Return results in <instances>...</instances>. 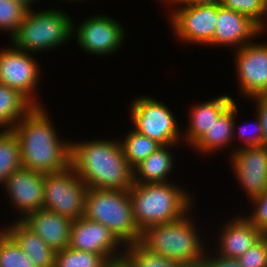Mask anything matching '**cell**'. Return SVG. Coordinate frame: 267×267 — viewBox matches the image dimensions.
I'll return each mask as SVG.
<instances>
[{
  "instance_id": "27",
  "label": "cell",
  "mask_w": 267,
  "mask_h": 267,
  "mask_svg": "<svg viewBox=\"0 0 267 267\" xmlns=\"http://www.w3.org/2000/svg\"><path fill=\"white\" fill-rule=\"evenodd\" d=\"M124 255L134 267H181L182 264L172 259L150 252L140 242L125 246Z\"/></svg>"
},
{
  "instance_id": "39",
  "label": "cell",
  "mask_w": 267,
  "mask_h": 267,
  "mask_svg": "<svg viewBox=\"0 0 267 267\" xmlns=\"http://www.w3.org/2000/svg\"><path fill=\"white\" fill-rule=\"evenodd\" d=\"M17 2L21 3L23 6H25L28 10L34 9L35 2H39L38 0H16Z\"/></svg>"
},
{
  "instance_id": "13",
  "label": "cell",
  "mask_w": 267,
  "mask_h": 267,
  "mask_svg": "<svg viewBox=\"0 0 267 267\" xmlns=\"http://www.w3.org/2000/svg\"><path fill=\"white\" fill-rule=\"evenodd\" d=\"M229 167L249 201L267 191V145L244 147L228 156Z\"/></svg>"
},
{
  "instance_id": "23",
  "label": "cell",
  "mask_w": 267,
  "mask_h": 267,
  "mask_svg": "<svg viewBox=\"0 0 267 267\" xmlns=\"http://www.w3.org/2000/svg\"><path fill=\"white\" fill-rule=\"evenodd\" d=\"M34 107L20 91L0 84V130H11Z\"/></svg>"
},
{
  "instance_id": "15",
  "label": "cell",
  "mask_w": 267,
  "mask_h": 267,
  "mask_svg": "<svg viewBox=\"0 0 267 267\" xmlns=\"http://www.w3.org/2000/svg\"><path fill=\"white\" fill-rule=\"evenodd\" d=\"M69 247L102 255L107 261L124 255L125 245L106 226L85 216L72 221Z\"/></svg>"
},
{
  "instance_id": "10",
  "label": "cell",
  "mask_w": 267,
  "mask_h": 267,
  "mask_svg": "<svg viewBox=\"0 0 267 267\" xmlns=\"http://www.w3.org/2000/svg\"><path fill=\"white\" fill-rule=\"evenodd\" d=\"M9 44L0 47V84L20 91L35 106H45L37 94L43 73L39 59Z\"/></svg>"
},
{
  "instance_id": "30",
  "label": "cell",
  "mask_w": 267,
  "mask_h": 267,
  "mask_svg": "<svg viewBox=\"0 0 267 267\" xmlns=\"http://www.w3.org/2000/svg\"><path fill=\"white\" fill-rule=\"evenodd\" d=\"M27 8L16 0H0V32L11 36L22 23Z\"/></svg>"
},
{
  "instance_id": "40",
  "label": "cell",
  "mask_w": 267,
  "mask_h": 267,
  "mask_svg": "<svg viewBox=\"0 0 267 267\" xmlns=\"http://www.w3.org/2000/svg\"><path fill=\"white\" fill-rule=\"evenodd\" d=\"M181 267H207L206 263L203 261L193 263V264H184Z\"/></svg>"
},
{
  "instance_id": "41",
  "label": "cell",
  "mask_w": 267,
  "mask_h": 267,
  "mask_svg": "<svg viewBox=\"0 0 267 267\" xmlns=\"http://www.w3.org/2000/svg\"><path fill=\"white\" fill-rule=\"evenodd\" d=\"M61 1H62V3H63V2H64V3H65V2H66V3H69V2H70L71 4H72V3H73V4H74V3H80V4H81L82 2L84 3V2L89 1V0H60V2H61Z\"/></svg>"
},
{
  "instance_id": "33",
  "label": "cell",
  "mask_w": 267,
  "mask_h": 267,
  "mask_svg": "<svg viewBox=\"0 0 267 267\" xmlns=\"http://www.w3.org/2000/svg\"><path fill=\"white\" fill-rule=\"evenodd\" d=\"M220 5L250 17L257 25L260 23L263 0H222Z\"/></svg>"
},
{
  "instance_id": "12",
  "label": "cell",
  "mask_w": 267,
  "mask_h": 267,
  "mask_svg": "<svg viewBox=\"0 0 267 267\" xmlns=\"http://www.w3.org/2000/svg\"><path fill=\"white\" fill-rule=\"evenodd\" d=\"M257 40L231 51L234 53L232 61L237 75V92L243 101L267 95V40Z\"/></svg>"
},
{
  "instance_id": "24",
  "label": "cell",
  "mask_w": 267,
  "mask_h": 267,
  "mask_svg": "<svg viewBox=\"0 0 267 267\" xmlns=\"http://www.w3.org/2000/svg\"><path fill=\"white\" fill-rule=\"evenodd\" d=\"M130 129L131 130L126 129L128 131H125V135L123 134L121 136L124 137L119 138V140L126 160L134 168L162 145L157 141L136 132L131 127Z\"/></svg>"
},
{
  "instance_id": "26",
  "label": "cell",
  "mask_w": 267,
  "mask_h": 267,
  "mask_svg": "<svg viewBox=\"0 0 267 267\" xmlns=\"http://www.w3.org/2000/svg\"><path fill=\"white\" fill-rule=\"evenodd\" d=\"M239 100H235V118H234V124H233V138H234V144L235 141L241 140L239 145L237 143V147H235V150L244 148V147H254V146H262L264 145V134L262 130V124L260 117L255 112L253 115L252 122H245L243 125H239L237 122L239 121L238 116L241 117V115L238 113L240 110V106L237 103ZM239 108V109H238ZM252 125V126H251ZM238 126V127H237ZM238 139V140H236ZM243 141V142H242ZM239 146V147H238Z\"/></svg>"
},
{
  "instance_id": "18",
  "label": "cell",
  "mask_w": 267,
  "mask_h": 267,
  "mask_svg": "<svg viewBox=\"0 0 267 267\" xmlns=\"http://www.w3.org/2000/svg\"><path fill=\"white\" fill-rule=\"evenodd\" d=\"M224 94V95H223ZM235 101L234 95L223 93L202 102H193L188 106L187 122L182 129L184 147L191 148L216 122L221 114Z\"/></svg>"
},
{
  "instance_id": "42",
  "label": "cell",
  "mask_w": 267,
  "mask_h": 267,
  "mask_svg": "<svg viewBox=\"0 0 267 267\" xmlns=\"http://www.w3.org/2000/svg\"><path fill=\"white\" fill-rule=\"evenodd\" d=\"M158 3L160 2V5L162 3V6H164L165 8H169L171 0H157ZM164 4V5H163ZM166 5V6H165Z\"/></svg>"
},
{
  "instance_id": "17",
  "label": "cell",
  "mask_w": 267,
  "mask_h": 267,
  "mask_svg": "<svg viewBox=\"0 0 267 267\" xmlns=\"http://www.w3.org/2000/svg\"><path fill=\"white\" fill-rule=\"evenodd\" d=\"M263 37L257 23L250 17L217 5V21L213 36V48L232 49L254 42Z\"/></svg>"
},
{
  "instance_id": "5",
  "label": "cell",
  "mask_w": 267,
  "mask_h": 267,
  "mask_svg": "<svg viewBox=\"0 0 267 267\" xmlns=\"http://www.w3.org/2000/svg\"><path fill=\"white\" fill-rule=\"evenodd\" d=\"M54 7L27 10L22 23L8 43L22 51L37 53L38 56V53L40 55L49 50H57L74 41V17L65 10Z\"/></svg>"
},
{
  "instance_id": "28",
  "label": "cell",
  "mask_w": 267,
  "mask_h": 267,
  "mask_svg": "<svg viewBox=\"0 0 267 267\" xmlns=\"http://www.w3.org/2000/svg\"><path fill=\"white\" fill-rule=\"evenodd\" d=\"M0 267H36L17 242L0 227Z\"/></svg>"
},
{
  "instance_id": "3",
  "label": "cell",
  "mask_w": 267,
  "mask_h": 267,
  "mask_svg": "<svg viewBox=\"0 0 267 267\" xmlns=\"http://www.w3.org/2000/svg\"><path fill=\"white\" fill-rule=\"evenodd\" d=\"M194 208L193 206L175 221L146 227L142 231L139 242L150 252L182 265L203 261L209 238H206L207 233L204 235L203 229L200 231L201 226H198L199 222H197L200 218L192 215Z\"/></svg>"
},
{
  "instance_id": "31",
  "label": "cell",
  "mask_w": 267,
  "mask_h": 267,
  "mask_svg": "<svg viewBox=\"0 0 267 267\" xmlns=\"http://www.w3.org/2000/svg\"><path fill=\"white\" fill-rule=\"evenodd\" d=\"M248 211L241 213L256 226V228L263 234L267 235V191L259 196L252 198L250 201ZM249 212V213H248ZM247 213V214H246Z\"/></svg>"
},
{
  "instance_id": "25",
  "label": "cell",
  "mask_w": 267,
  "mask_h": 267,
  "mask_svg": "<svg viewBox=\"0 0 267 267\" xmlns=\"http://www.w3.org/2000/svg\"><path fill=\"white\" fill-rule=\"evenodd\" d=\"M20 168L22 164L18 138L12 130H0V188Z\"/></svg>"
},
{
  "instance_id": "38",
  "label": "cell",
  "mask_w": 267,
  "mask_h": 267,
  "mask_svg": "<svg viewBox=\"0 0 267 267\" xmlns=\"http://www.w3.org/2000/svg\"><path fill=\"white\" fill-rule=\"evenodd\" d=\"M178 1L191 4L220 5L222 0H171V2Z\"/></svg>"
},
{
  "instance_id": "29",
  "label": "cell",
  "mask_w": 267,
  "mask_h": 267,
  "mask_svg": "<svg viewBox=\"0 0 267 267\" xmlns=\"http://www.w3.org/2000/svg\"><path fill=\"white\" fill-rule=\"evenodd\" d=\"M106 262L102 255L77 251L69 246L55 254V267H104Z\"/></svg>"
},
{
  "instance_id": "8",
  "label": "cell",
  "mask_w": 267,
  "mask_h": 267,
  "mask_svg": "<svg viewBox=\"0 0 267 267\" xmlns=\"http://www.w3.org/2000/svg\"><path fill=\"white\" fill-rule=\"evenodd\" d=\"M170 9V10H169ZM166 19L177 42L213 47L217 5L171 2Z\"/></svg>"
},
{
  "instance_id": "2",
  "label": "cell",
  "mask_w": 267,
  "mask_h": 267,
  "mask_svg": "<svg viewBox=\"0 0 267 267\" xmlns=\"http://www.w3.org/2000/svg\"><path fill=\"white\" fill-rule=\"evenodd\" d=\"M70 166L88 188L130 190L134 170L117 138L71 139Z\"/></svg>"
},
{
  "instance_id": "35",
  "label": "cell",
  "mask_w": 267,
  "mask_h": 267,
  "mask_svg": "<svg viewBox=\"0 0 267 267\" xmlns=\"http://www.w3.org/2000/svg\"><path fill=\"white\" fill-rule=\"evenodd\" d=\"M253 101L254 111L260 117L262 130L264 134V145H267V95L256 96L248 99L247 101Z\"/></svg>"
},
{
  "instance_id": "11",
  "label": "cell",
  "mask_w": 267,
  "mask_h": 267,
  "mask_svg": "<svg viewBox=\"0 0 267 267\" xmlns=\"http://www.w3.org/2000/svg\"><path fill=\"white\" fill-rule=\"evenodd\" d=\"M87 189L71 166L44 174L43 208L73 221L79 219L85 214Z\"/></svg>"
},
{
  "instance_id": "22",
  "label": "cell",
  "mask_w": 267,
  "mask_h": 267,
  "mask_svg": "<svg viewBox=\"0 0 267 267\" xmlns=\"http://www.w3.org/2000/svg\"><path fill=\"white\" fill-rule=\"evenodd\" d=\"M12 222V223H11ZM1 226L31 258L36 267H55L56 252L21 220H11Z\"/></svg>"
},
{
  "instance_id": "34",
  "label": "cell",
  "mask_w": 267,
  "mask_h": 267,
  "mask_svg": "<svg viewBox=\"0 0 267 267\" xmlns=\"http://www.w3.org/2000/svg\"><path fill=\"white\" fill-rule=\"evenodd\" d=\"M209 246L206 247L203 259L207 267H241L237 258L222 256Z\"/></svg>"
},
{
  "instance_id": "16",
  "label": "cell",
  "mask_w": 267,
  "mask_h": 267,
  "mask_svg": "<svg viewBox=\"0 0 267 267\" xmlns=\"http://www.w3.org/2000/svg\"><path fill=\"white\" fill-rule=\"evenodd\" d=\"M241 214L238 212V215L231 216L232 218L223 223L220 222L221 226L218 224L219 230H217L216 236L213 235V240L209 239L212 242L208 241L212 248L222 256L238 259L264 236Z\"/></svg>"
},
{
  "instance_id": "6",
  "label": "cell",
  "mask_w": 267,
  "mask_h": 267,
  "mask_svg": "<svg viewBox=\"0 0 267 267\" xmlns=\"http://www.w3.org/2000/svg\"><path fill=\"white\" fill-rule=\"evenodd\" d=\"M84 216L106 226L125 246L140 241L142 231L133 217L128 190L88 188Z\"/></svg>"
},
{
  "instance_id": "32",
  "label": "cell",
  "mask_w": 267,
  "mask_h": 267,
  "mask_svg": "<svg viewBox=\"0 0 267 267\" xmlns=\"http://www.w3.org/2000/svg\"><path fill=\"white\" fill-rule=\"evenodd\" d=\"M241 267H267V235L238 258Z\"/></svg>"
},
{
  "instance_id": "21",
  "label": "cell",
  "mask_w": 267,
  "mask_h": 267,
  "mask_svg": "<svg viewBox=\"0 0 267 267\" xmlns=\"http://www.w3.org/2000/svg\"><path fill=\"white\" fill-rule=\"evenodd\" d=\"M175 146V149H174ZM179 145H162L146 159L142 160L134 170V183H164L175 181L171 174H175V151ZM174 149V151H173ZM172 150V151H171Z\"/></svg>"
},
{
  "instance_id": "4",
  "label": "cell",
  "mask_w": 267,
  "mask_h": 267,
  "mask_svg": "<svg viewBox=\"0 0 267 267\" xmlns=\"http://www.w3.org/2000/svg\"><path fill=\"white\" fill-rule=\"evenodd\" d=\"M182 183H133L129 190L133 217L139 229L175 221L195 204L196 196ZM184 188V189H183Z\"/></svg>"
},
{
  "instance_id": "9",
  "label": "cell",
  "mask_w": 267,
  "mask_h": 267,
  "mask_svg": "<svg viewBox=\"0 0 267 267\" xmlns=\"http://www.w3.org/2000/svg\"><path fill=\"white\" fill-rule=\"evenodd\" d=\"M93 15V16H92ZM83 18L76 24L73 19V34L76 46L88 55L99 58L117 55L123 48L127 36V28L113 16L101 12ZM75 22V23H74Z\"/></svg>"
},
{
  "instance_id": "19",
  "label": "cell",
  "mask_w": 267,
  "mask_h": 267,
  "mask_svg": "<svg viewBox=\"0 0 267 267\" xmlns=\"http://www.w3.org/2000/svg\"><path fill=\"white\" fill-rule=\"evenodd\" d=\"M21 221L55 252L69 246L73 220L42 208L27 214Z\"/></svg>"
},
{
  "instance_id": "7",
  "label": "cell",
  "mask_w": 267,
  "mask_h": 267,
  "mask_svg": "<svg viewBox=\"0 0 267 267\" xmlns=\"http://www.w3.org/2000/svg\"><path fill=\"white\" fill-rule=\"evenodd\" d=\"M132 129L161 145H183L182 128L175 112L167 103L149 95H137L129 101ZM182 143V144H181Z\"/></svg>"
},
{
  "instance_id": "36",
  "label": "cell",
  "mask_w": 267,
  "mask_h": 267,
  "mask_svg": "<svg viewBox=\"0 0 267 267\" xmlns=\"http://www.w3.org/2000/svg\"><path fill=\"white\" fill-rule=\"evenodd\" d=\"M104 267H134L131 261L125 256L109 259Z\"/></svg>"
},
{
  "instance_id": "37",
  "label": "cell",
  "mask_w": 267,
  "mask_h": 267,
  "mask_svg": "<svg viewBox=\"0 0 267 267\" xmlns=\"http://www.w3.org/2000/svg\"><path fill=\"white\" fill-rule=\"evenodd\" d=\"M258 30L263 35L267 34V0H263V9L260 23L257 25Z\"/></svg>"
},
{
  "instance_id": "14",
  "label": "cell",
  "mask_w": 267,
  "mask_h": 267,
  "mask_svg": "<svg viewBox=\"0 0 267 267\" xmlns=\"http://www.w3.org/2000/svg\"><path fill=\"white\" fill-rule=\"evenodd\" d=\"M3 190L10 210L17 214L15 220H22L27 214L43 208L44 174L20 168L7 178Z\"/></svg>"
},
{
  "instance_id": "20",
  "label": "cell",
  "mask_w": 267,
  "mask_h": 267,
  "mask_svg": "<svg viewBox=\"0 0 267 267\" xmlns=\"http://www.w3.org/2000/svg\"><path fill=\"white\" fill-rule=\"evenodd\" d=\"M235 118V101L221 114V116L214 122L210 129L190 148L192 152H196L201 155H211L213 157L220 153H223L224 149H229L228 152L233 153L235 150L234 138H233V124ZM194 150V151H193ZM209 155V156H208Z\"/></svg>"
},
{
  "instance_id": "1",
  "label": "cell",
  "mask_w": 267,
  "mask_h": 267,
  "mask_svg": "<svg viewBox=\"0 0 267 267\" xmlns=\"http://www.w3.org/2000/svg\"><path fill=\"white\" fill-rule=\"evenodd\" d=\"M46 108L35 106L11 129L20 143L22 168L42 174L65 170L71 157V140L60 137Z\"/></svg>"
}]
</instances>
